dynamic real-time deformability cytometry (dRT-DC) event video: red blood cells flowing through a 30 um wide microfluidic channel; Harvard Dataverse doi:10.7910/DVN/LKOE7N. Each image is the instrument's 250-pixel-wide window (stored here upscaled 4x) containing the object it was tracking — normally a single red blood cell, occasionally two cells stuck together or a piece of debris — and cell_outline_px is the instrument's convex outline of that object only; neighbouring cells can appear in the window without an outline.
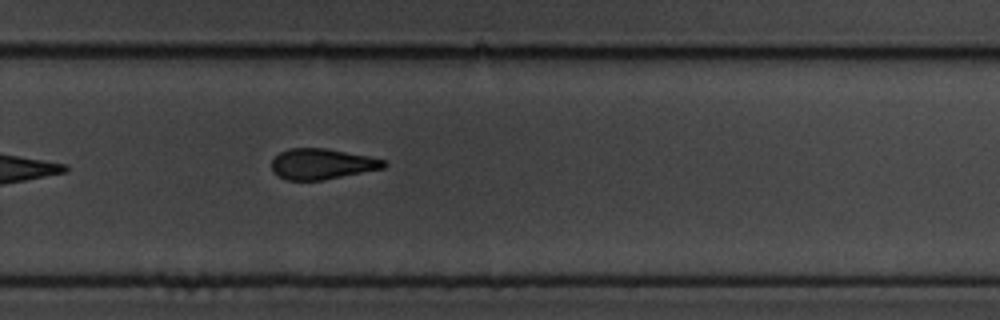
{"species": "common noctule bat (a hibernating species)", "species_latin": "Nyctalus noctula", "temperature_condition": "cold", "stored_images_in_passage": 10, "camera_frame_rate_fps": 3000, "um_per_image_px": 0.085, "animal": {"sex": "male", "body_mass_g": 19.5, "forearm_length_mm": 54.6}, "frame": {"image": 1, "passage_image": 10, "time_ms": 11.333, "image_size_px": [1000, 320], "cell_outline_px": [[388, 164], [384, 168], [324, 180], [284, 180], [272, 172], [272, 160], [280, 152], [288, 148], [324, 148], [368, 156], [384, 160]], "centroid_in_image_um": [27.34, 13.94], "position_along_channel_um": 302.5, "area_um2": 20.06}}